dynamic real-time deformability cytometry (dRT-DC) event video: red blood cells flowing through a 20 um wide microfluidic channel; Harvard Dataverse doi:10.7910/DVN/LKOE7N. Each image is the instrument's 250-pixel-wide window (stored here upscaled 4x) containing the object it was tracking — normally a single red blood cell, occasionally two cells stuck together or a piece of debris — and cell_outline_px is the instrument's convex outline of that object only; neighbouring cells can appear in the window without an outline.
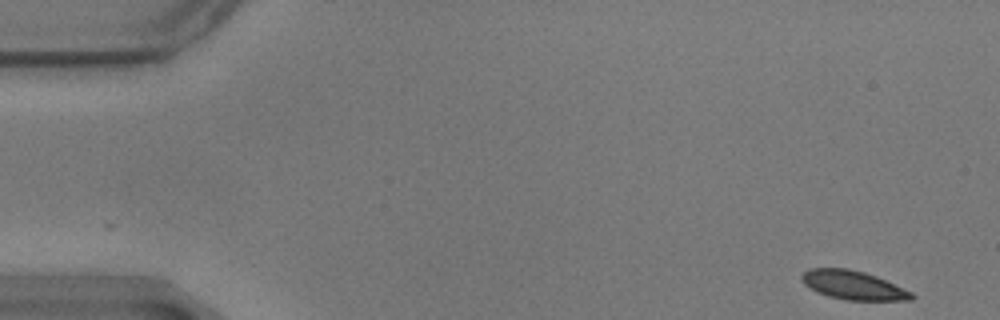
{"species": "common noctule bat (a hibernating species)", "species_latin": "Nyctalus noctula", "temperature_condition": "warm", "stored_images_in_passage": 57, "segment_of_instrument_passage": [1, 2], "camera_frame_rate_fps": 3000, "um_per_image_px": 0.085, "animal": {"sex": "male", "body_mass_g": 17.9}, "frame": {"image": 1, "passage_image": 1, "time_ms": 0.0, "image_size_px": [1000, 320], "cell_outline_px": [[916, 296], [912, 300], [848, 300], [828, 296], [804, 284], [800, 276], [804, 272], [812, 268], [848, 268], [864, 272], [876, 276], [912, 292]], "centroid_in_image_um": [72.54, 24.23], "position_along_channel_um": 12.5, "area_um2": 18.21}}
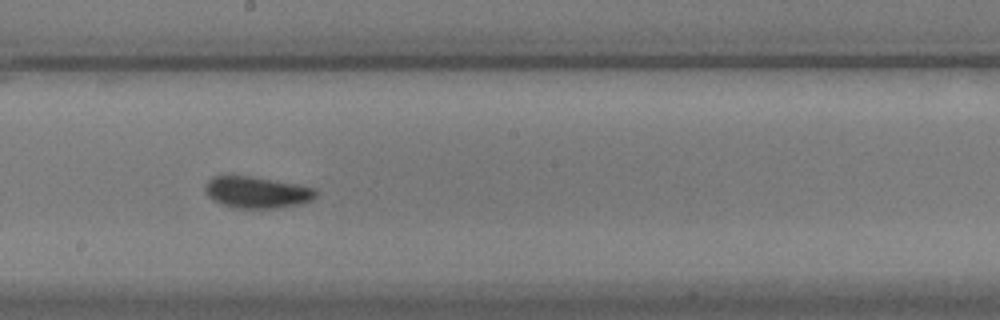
{"frame": {"image": 2, "passage_image": 30, "time_ms": 9.667, "image_size_px": [1000, 320], "cell_outline_px": [[316, 196], [312, 200], [304, 204], [276, 208], [236, 208], [220, 204], [212, 200], [204, 192], [204, 184], [212, 176], [252, 176], [300, 184], [316, 188]], "centroid_in_image_um": [21.84, 16.34], "position_along_channel_um": 226.4, "area_um2": 20.81}}
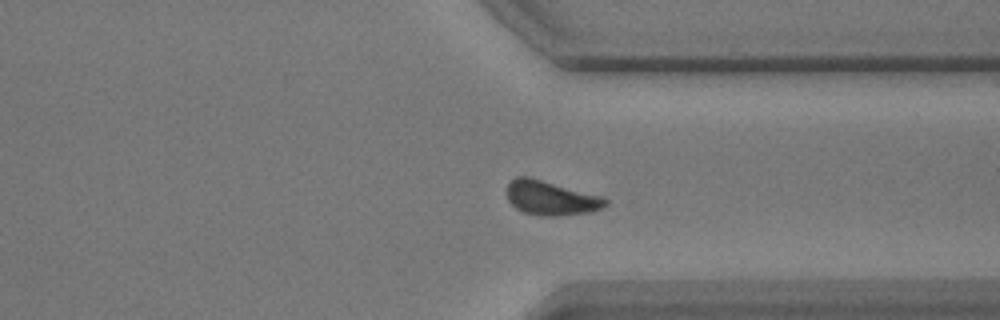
{"frame": {"image": 3, "passage_image": 42, "time_ms": 13.667, "image_size_px": [1000, 320], "cell_outline_px": [[608, 204], [600, 208], [588, 212], [556, 216], [540, 216], [524, 212], [516, 208], [508, 200], [508, 184], [516, 176], [528, 176], [604, 196], [608, 200]], "centroid_in_image_um": [46.84, 16.82], "position_along_channel_um": 364.6, "area_um2": 19.71}}